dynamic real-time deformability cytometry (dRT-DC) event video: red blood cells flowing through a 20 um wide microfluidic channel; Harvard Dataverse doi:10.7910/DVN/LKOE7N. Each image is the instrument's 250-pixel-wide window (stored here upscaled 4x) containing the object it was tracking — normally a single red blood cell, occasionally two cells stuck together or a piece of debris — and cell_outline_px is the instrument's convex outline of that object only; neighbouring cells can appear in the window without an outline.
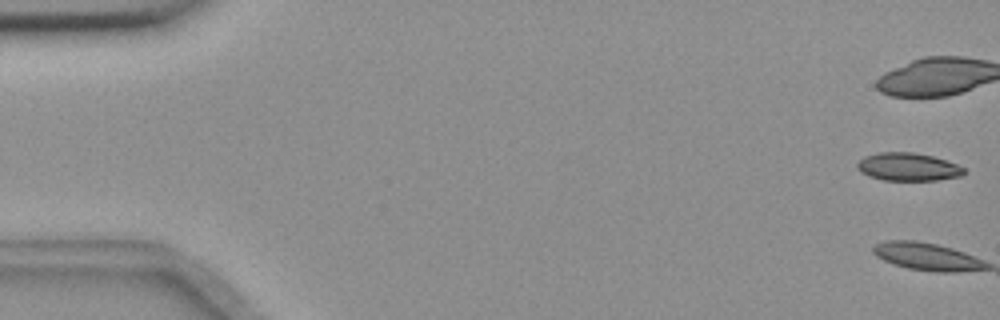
{"species": "common noctule bat (a hibernating species)", "species_latin": "Nyctalus noctula", "temperature_condition": "room temperature", "stored_images_in_passage": 7, "camera_frame_rate_fps": 3000, "um_per_image_px": 0.085, "animal": {"sex": "female", "body_mass_g": 18.4}, "frame": {"image": 1, "passage_image": 1, "time_ms": 0.0, "image_size_px": [1000, 320], "cell_outline_px": [[964, 172], [960, 176], [936, 180], [884, 180], [868, 176], [860, 172], [856, 168], [856, 164], [864, 156], [880, 152], [912, 152], [932, 156], [956, 164], [964, 168]], "centroid_in_image_um": [77.12, 14.18], "position_along_channel_um": 7.9, "area_um2": 17.28}}